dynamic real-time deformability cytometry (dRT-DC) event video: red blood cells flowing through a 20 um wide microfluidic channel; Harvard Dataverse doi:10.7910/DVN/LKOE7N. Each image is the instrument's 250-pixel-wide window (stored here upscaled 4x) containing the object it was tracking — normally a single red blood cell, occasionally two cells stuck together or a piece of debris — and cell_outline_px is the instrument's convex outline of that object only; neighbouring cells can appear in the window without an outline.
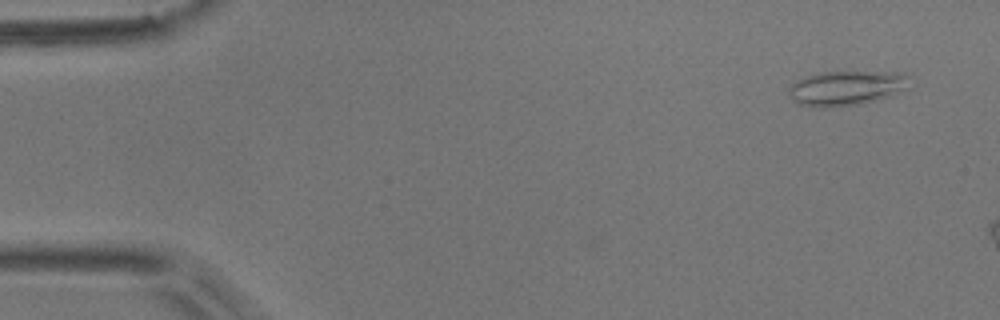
{"species": "common noctule bat (a hibernating species)", "species_latin": "Nyctalus noctula", "temperature_condition": "room temperature", "stored_images_in_passage": 3, "camera_frame_rate_fps": 3000, "um_per_image_px": 0.085, "animal": {"sex": "male", "body_mass_g": 17.9}, "frame": {"image": 1, "passage_image": 2, "time_ms": 0.333, "image_size_px": [1000, 320], "cell_outline_px": [[912, 76], [908, 88], [892, 96], [876, 100], [856, 104], [828, 108], [820, 108], [796, 104], [788, 96], [788, 88], [796, 80], [816, 72], [904, 72]], "centroid_in_image_um": [71.95, 7.48], "position_along_channel_um": 13.0, "area_um2": 25.03}}